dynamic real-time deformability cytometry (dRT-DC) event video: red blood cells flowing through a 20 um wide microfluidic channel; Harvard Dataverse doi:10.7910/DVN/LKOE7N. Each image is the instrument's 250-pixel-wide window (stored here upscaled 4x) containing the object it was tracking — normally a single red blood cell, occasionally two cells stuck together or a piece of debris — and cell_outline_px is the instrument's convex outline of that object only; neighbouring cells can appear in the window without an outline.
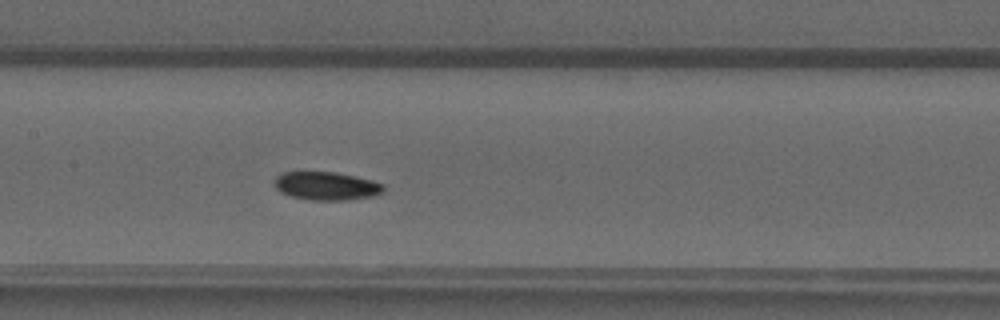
{"species": "common noctule bat (a hibernating species)", "species_latin": "Nyctalus noctula", "temperature_condition": "warm", "stored_images_in_passage": 44, "camera_frame_rate_fps": 3000, "um_per_image_px": 0.085, "animal": {"sex": "male", "forearm_length_mm": 52.5}, "frame": {"image": 1, "passage_image": 19, "time_ms": 6.0, "image_size_px": [1000, 320], "cell_outline_px": [[384, 192], [372, 196], [348, 200], [312, 200], [292, 196], [280, 192], [276, 188], [272, 180], [280, 172], [336, 172], [372, 180], [384, 184]], "centroid_in_image_um": [27.72, 15.8], "position_along_channel_um": 179.7, "area_um2": 18.09}}
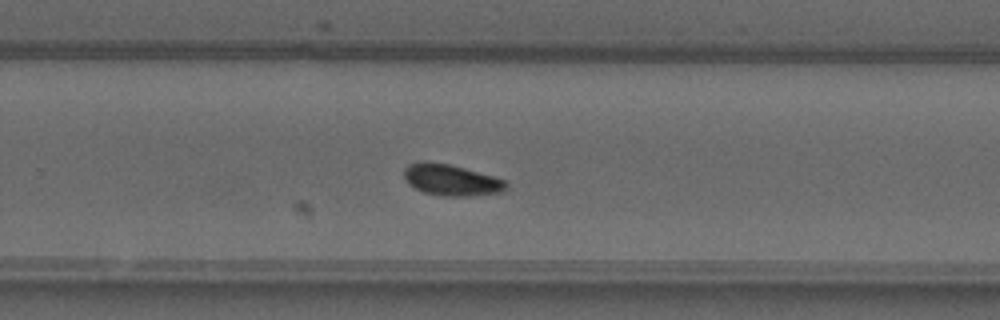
{"frame": {"image": 2, "passage_image": 27, "time_ms": 8.667, "image_size_px": [1000, 320], "cell_outline_px": [[508, 188], [504, 192], [472, 196], [440, 196], [424, 192], [408, 184], [404, 176], [404, 168], [408, 164], [428, 160], [448, 164], [464, 168], [492, 176], [504, 180], [508, 184]], "centroid_in_image_um": [38.36, 15.3], "position_along_channel_um": 291.4, "area_um2": 18.73}}
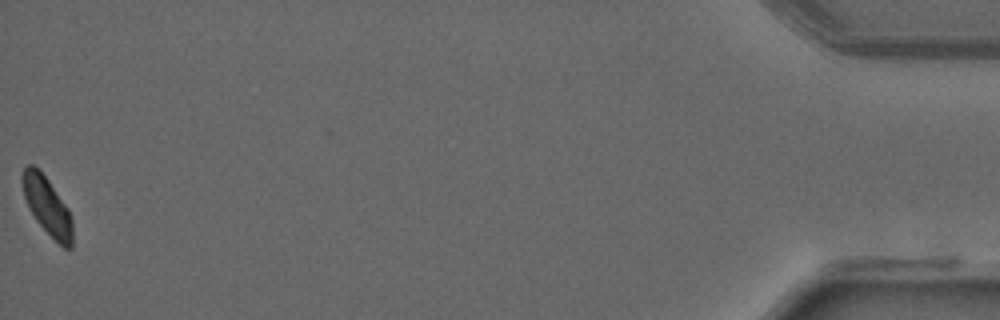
{"frame": {"image": 3, "passage_image": 44, "time_ms": 14.333, "image_size_px": [1000, 320], "cell_outline_px": [[72, 248], [64, 248], [36, 220], [28, 208], [24, 196], [20, 180], [20, 176], [24, 168], [28, 164], [32, 164], [48, 180], [68, 208], [72, 220]], "centroid_in_image_um": [3.98, 17.48], "position_along_channel_um": 431.2, "area_um2": 16.7}}